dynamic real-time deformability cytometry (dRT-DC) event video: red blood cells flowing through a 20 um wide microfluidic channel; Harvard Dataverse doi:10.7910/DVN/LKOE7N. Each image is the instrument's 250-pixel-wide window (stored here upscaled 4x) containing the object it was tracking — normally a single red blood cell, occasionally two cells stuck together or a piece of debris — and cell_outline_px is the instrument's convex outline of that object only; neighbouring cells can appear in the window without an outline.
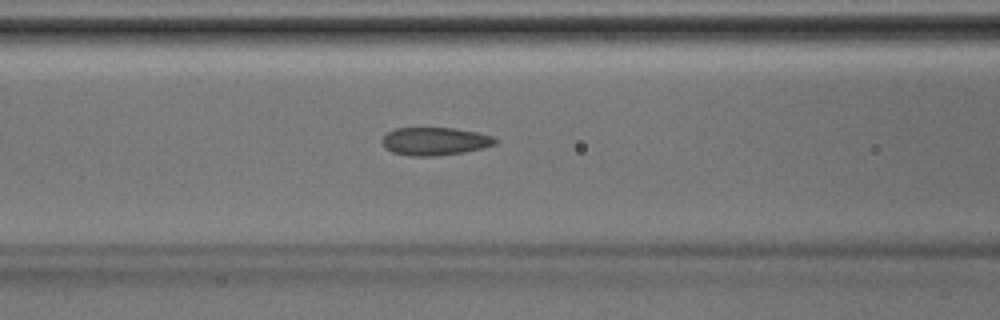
{"species": "Egyptian fruit bat (a non-hibernating species)", "species_latin": "Rousettus aegyptiacus", "temperature_condition": "room temperature", "stored_images_in_passage": 34, "camera_frame_rate_fps": 3000, "um_per_image_px": 0.085, "animal": {"sex": "male"}, "frame": {"image": 1, "passage_image": 17, "time_ms": 5.333, "image_size_px": [1000, 320], "cell_outline_px": [[500, 140], [496, 144], [464, 152], [436, 156], [408, 156], [392, 152], [384, 148], [380, 140], [388, 132], [396, 128], [452, 128], [476, 132], [492, 136]], "centroid_in_image_um": [36.93, 12.01], "position_along_channel_um": 129.7, "area_um2": 18.5}}
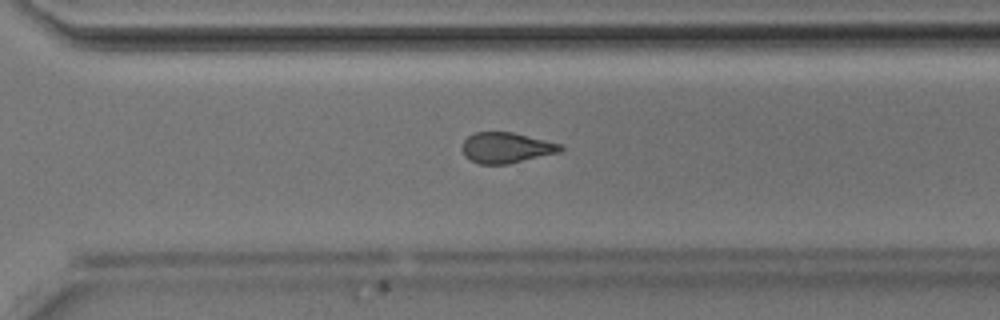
{"frame": {"image": 2, "passage_image": 29, "time_ms": 9.333, "image_size_px": [1000, 320], "cell_outline_px": [[564, 148], [560, 152], [508, 164], [480, 164], [464, 156], [460, 148], [464, 140], [468, 136], [476, 132], [512, 132], [564, 144]], "centroid_in_image_um": [43.04, 12.55], "position_along_channel_um": 327.6, "area_um2": 17.69}}
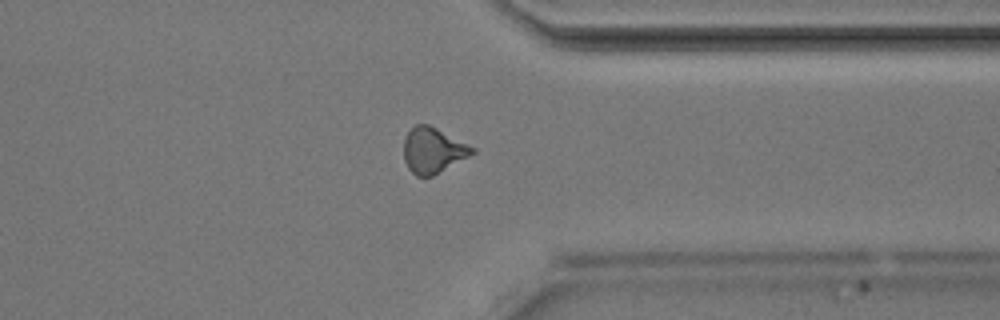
{"frame": {"image": 3, "passage_image": 32, "time_ms": 10.333, "image_size_px": [1000, 320], "cell_outline_px": [[476, 152], [432, 176], [416, 176], [408, 168], [404, 160], [404, 136], [416, 124], [428, 124], [476, 148]], "centroid_in_image_um": [36.79, 12.78], "position_along_channel_um": 374.6, "area_um2": 17.98}}